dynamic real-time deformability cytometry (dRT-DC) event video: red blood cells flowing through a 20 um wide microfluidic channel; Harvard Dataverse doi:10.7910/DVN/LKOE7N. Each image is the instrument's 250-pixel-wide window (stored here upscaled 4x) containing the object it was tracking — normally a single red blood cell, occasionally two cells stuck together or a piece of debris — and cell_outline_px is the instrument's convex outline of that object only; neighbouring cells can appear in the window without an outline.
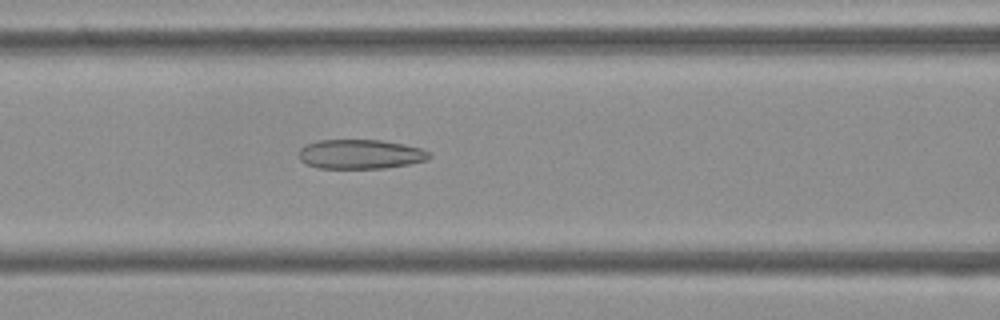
{"species": "Egyptian fruit bat (a non-hibernating species)", "species_latin": "Rousettus aegyptiacus", "temperature_condition": "cold", "stored_images_in_passage": 42, "camera_frame_rate_fps": 3000, "um_per_image_px": 0.085, "frame": {"image": 1, "passage_image": 14, "time_ms": 4.333, "image_size_px": [1000, 320], "cell_outline_px": [[432, 156], [428, 160], [408, 164], [384, 168], [316, 168], [300, 160], [300, 148], [304, 144], [316, 140], [380, 140], [404, 144], [420, 148], [428, 152]], "centroid_in_image_um": [30.62, 13.1], "position_along_channel_um": 136.0, "area_um2": 22.37}}
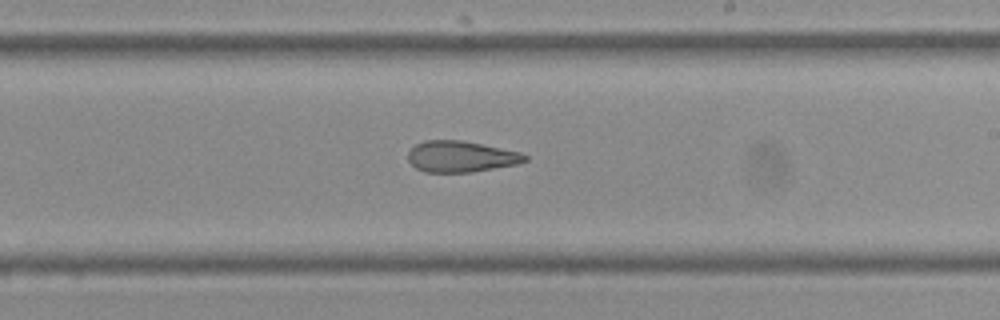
{"frame": {"image": 2, "passage_image": 23, "time_ms": 7.333, "image_size_px": [1000, 320], "cell_outline_px": [[528, 160], [516, 164], [472, 172], [424, 172], [416, 168], [408, 160], [408, 152], [416, 144], [424, 140], [460, 140], [520, 152], [528, 156]], "centroid_in_image_um": [39.16, 13.31], "position_along_channel_um": 249.8, "area_um2": 21.04}}
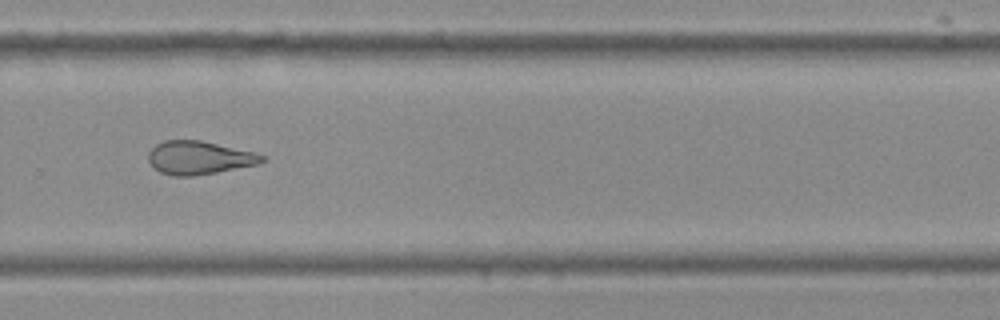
{"frame": {"image": 3, "passage_image": 28, "time_ms": 9.0, "image_size_px": [1000, 320], "cell_outline_px": [[268, 160], [260, 164], [216, 172], [192, 176], [172, 176], [160, 172], [148, 160], [148, 152], [156, 144], [164, 140], [200, 140], [256, 152], [268, 156]], "centroid_in_image_um": [16.99, 13.4], "position_along_channel_um": 312.8, "area_um2": 22.25}, "authors_computed_cell_mechanics": {"area_um2": 22.7443, "velocity_mm_per_s": 3.8029, "shape_relaxation_time_tau1_ms": null, "shape_relaxation_time_tau2_ms": 4.0455, "deformation_change_tau1": null, "deformation_change_tau2": 0.1505}}